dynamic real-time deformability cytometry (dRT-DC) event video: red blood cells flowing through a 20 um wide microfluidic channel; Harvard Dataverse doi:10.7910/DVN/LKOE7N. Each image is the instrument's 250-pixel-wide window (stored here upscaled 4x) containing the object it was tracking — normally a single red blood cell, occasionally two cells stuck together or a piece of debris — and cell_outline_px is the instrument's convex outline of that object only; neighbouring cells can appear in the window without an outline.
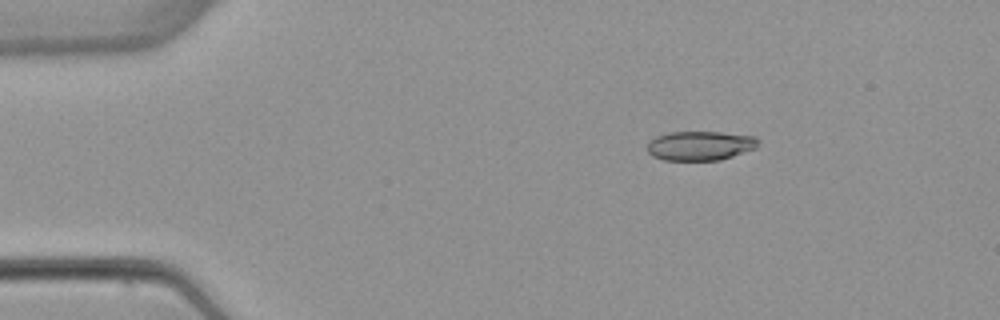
{"species": "common noctule bat (a hibernating species)", "species_latin": "Nyctalus noctula", "temperature_condition": "warm", "stored_images_in_passage": 4, "camera_frame_rate_fps": 3000, "um_per_image_px": 0.085, "animal": {"sex": "female", "body_mass_g": 22.7, "forearm_length_mm": 54.2}, "frame": {"image": 1, "passage_image": 3, "time_ms": 2.333, "image_size_px": [1000, 320], "cell_outline_px": [[756, 148], [720, 160], [664, 160], [652, 156], [648, 152], [648, 140], [656, 136], [668, 132], [720, 132], [756, 136]], "centroid_in_image_um": [59.46, 12.38], "position_along_channel_um": 25.5, "area_um2": 18.9}}